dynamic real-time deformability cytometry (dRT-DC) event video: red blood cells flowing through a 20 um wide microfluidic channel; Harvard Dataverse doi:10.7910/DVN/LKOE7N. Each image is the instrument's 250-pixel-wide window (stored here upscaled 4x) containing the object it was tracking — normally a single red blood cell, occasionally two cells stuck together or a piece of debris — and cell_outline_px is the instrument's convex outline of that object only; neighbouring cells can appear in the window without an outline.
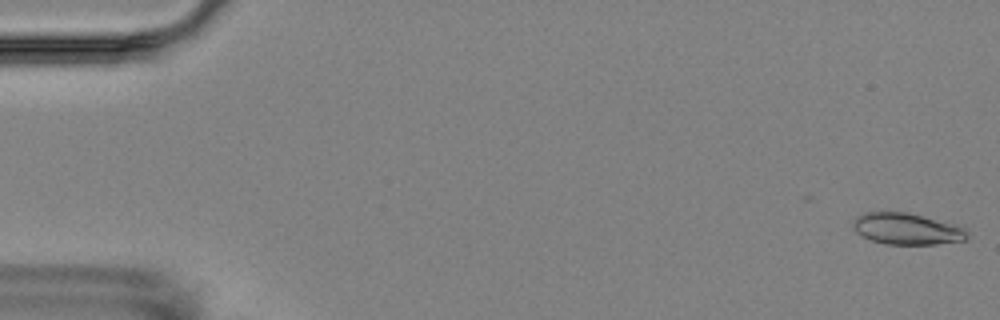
{"species": "Egyptian fruit bat (a non-hibernating species)", "species_latin": "Rousettus aegyptiacus", "temperature_condition": "room temperature", "stored_images_in_passage": 7, "camera_frame_rate_fps": 3000, "um_per_image_px": 0.085, "animal": {"sex": "female"}, "frame": {"image": 1, "passage_image": 1, "time_ms": 0.0, "image_size_px": [1000, 320], "cell_outline_px": [[968, 236], [964, 240], [936, 244], [884, 244], [872, 240], [856, 232], [852, 224], [852, 220], [856, 216], [868, 212], [908, 212], [956, 224], [964, 228], [968, 232]], "centroid_in_image_um": [77.08, 19.44], "position_along_channel_um": 7.9, "area_um2": 20.92}}
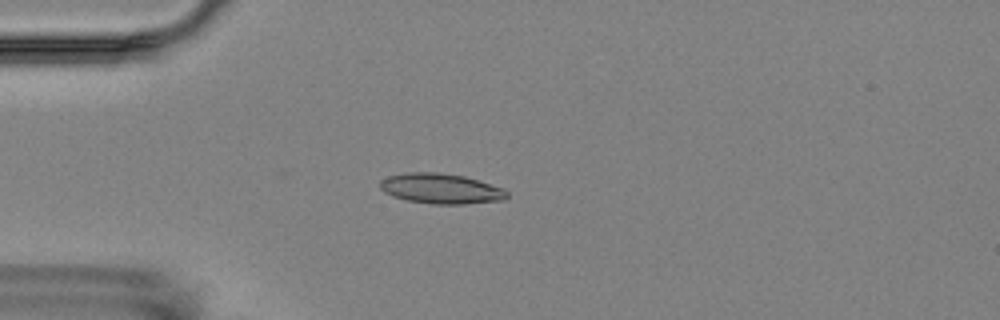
{"frame": {"image": 2, "passage_image": 5, "time_ms": 4.667, "image_size_px": [1000, 320], "cell_outline_px": [[508, 196], [504, 200], [464, 204], [432, 204], [408, 200], [392, 196], [384, 192], [380, 188], [380, 180], [388, 176], [408, 172], [440, 172], [464, 176], [504, 188], [508, 192]], "centroid_in_image_um": [37.48, 16.03], "position_along_channel_um": 47.5, "area_um2": 22.43}}